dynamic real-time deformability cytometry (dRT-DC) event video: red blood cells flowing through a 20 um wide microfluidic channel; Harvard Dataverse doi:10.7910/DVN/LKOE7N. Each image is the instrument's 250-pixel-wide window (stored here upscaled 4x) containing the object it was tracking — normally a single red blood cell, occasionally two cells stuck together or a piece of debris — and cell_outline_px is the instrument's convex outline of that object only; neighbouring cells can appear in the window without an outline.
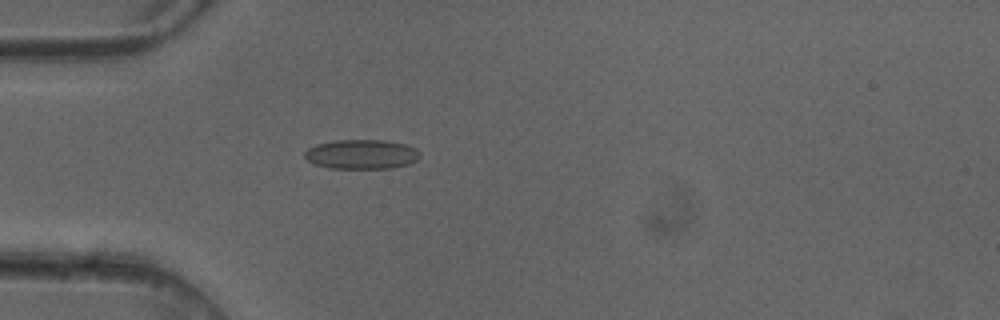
{"species": "common noctule bat (a hibernating species)", "species_latin": "Nyctalus noctula", "temperature_condition": "cold", "stored_images_in_passage": 4, "camera_frame_rate_fps": 3000, "um_per_image_px": 0.085, "animal": {"sex": "female"}, "frame": {"image": 1, "passage_image": 4, "time_ms": 1.0, "image_size_px": [1000, 320], "cell_outline_px": [[420, 156], [416, 160], [408, 164], [392, 168], [328, 168], [312, 164], [304, 156], [304, 152], [308, 148], [316, 144], [336, 140], [388, 140], [408, 144], [416, 148], [420, 152]], "centroid_in_image_um": [30.74, 13.1], "position_along_channel_um": 54.3, "area_um2": 20.06}}